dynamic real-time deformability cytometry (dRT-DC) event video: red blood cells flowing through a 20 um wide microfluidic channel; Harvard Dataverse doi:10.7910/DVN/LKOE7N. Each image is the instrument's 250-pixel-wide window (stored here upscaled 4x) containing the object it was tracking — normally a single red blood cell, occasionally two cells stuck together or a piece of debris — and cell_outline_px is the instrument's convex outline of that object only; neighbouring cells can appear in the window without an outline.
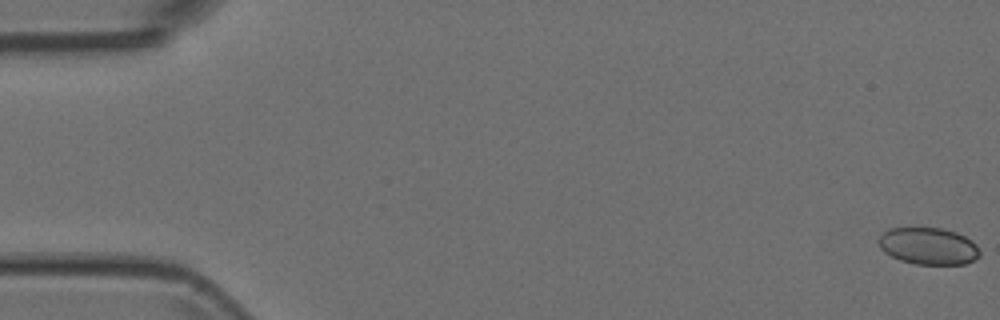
{"species": "Egyptian fruit bat (a non-hibernating species)", "species_latin": "Rousettus aegyptiacus", "temperature_condition": "room temperature", "stored_images_in_passage": 3, "camera_frame_rate_fps": 3000, "um_per_image_px": 0.085, "animal": {"sex": "female"}, "frame": {"image": 1, "passage_image": 1, "time_ms": 0.0, "image_size_px": [1000, 320], "cell_outline_px": [[980, 256], [964, 264], [916, 264], [900, 260], [884, 252], [880, 248], [876, 240], [888, 228], [944, 228], [956, 232], [972, 240], [976, 244], [980, 252]], "centroid_in_image_um": [78.9, 20.91], "position_along_channel_um": 6.1, "area_um2": 21.85}}